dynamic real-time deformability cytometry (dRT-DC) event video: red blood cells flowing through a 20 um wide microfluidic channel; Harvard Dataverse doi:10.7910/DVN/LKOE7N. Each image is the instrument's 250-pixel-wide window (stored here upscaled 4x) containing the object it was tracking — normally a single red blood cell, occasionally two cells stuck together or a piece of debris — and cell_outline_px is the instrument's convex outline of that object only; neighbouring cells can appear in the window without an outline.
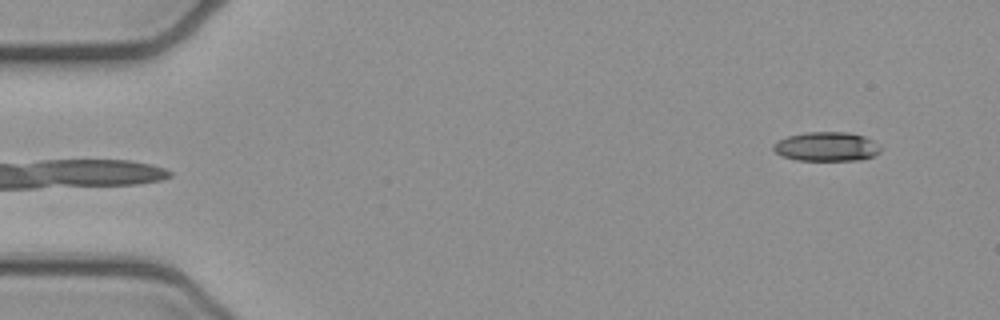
{"species": "common noctule bat (a hibernating species)", "species_latin": "Nyctalus noctula", "temperature_condition": "cold", "stored_images_in_passage": 49, "camera_frame_rate_fps": 3000, "um_per_image_px": 0.085, "animal": {"sex": "female", "body_mass_g": 21.9}, "frame": {"image": 1, "passage_image": 1, "time_ms": 0.0, "image_size_px": [1000, 320], "cell_outline_px": [[880, 152], [872, 156], [860, 160], [796, 160], [784, 156], [776, 152], [772, 148], [772, 144], [776, 140], [788, 136], [808, 132], [848, 132], [864, 136], [880, 144]], "centroid_in_image_um": [70.25, 12.45], "position_along_channel_um": 14.7, "area_um2": 18.26}}
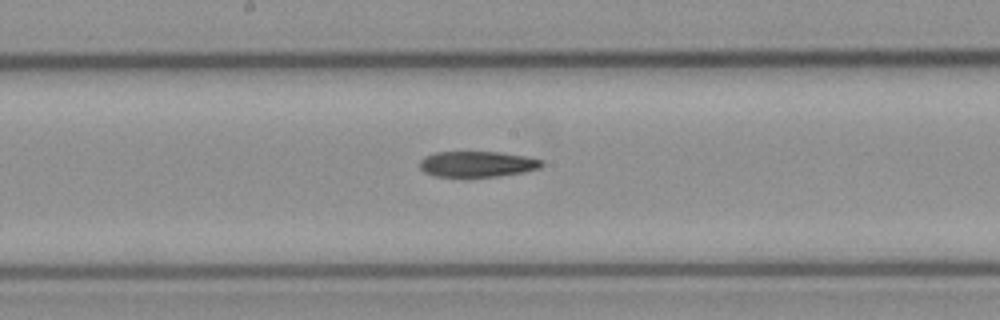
{"frame": {"image": 2, "passage_image": 24, "time_ms": 7.667, "image_size_px": [1000, 320], "cell_outline_px": [[544, 164], [540, 168], [524, 172], [500, 176], [464, 180], [432, 176], [424, 172], [420, 168], [420, 160], [424, 156], [436, 152], [500, 152], [524, 156], [544, 160]], "centroid_in_image_um": [40.52, 14.0], "position_along_channel_um": 207.7, "area_um2": 19.31}}
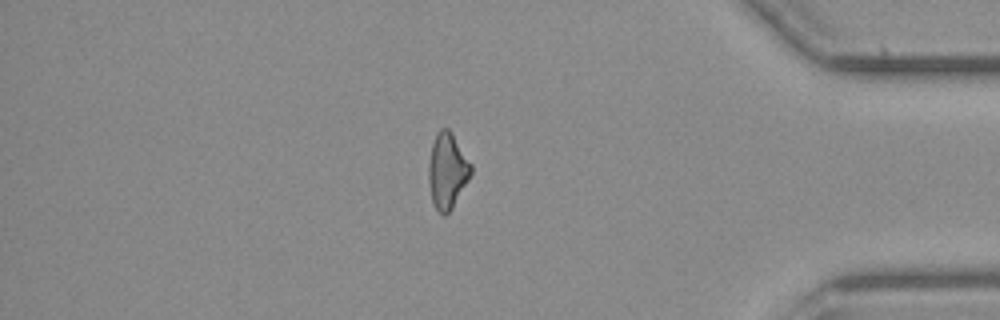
{"frame": {"image": 3, "passage_image": 41, "time_ms": 13.333, "image_size_px": [1000, 320], "cell_outline_px": [[472, 172], [468, 180], [452, 208], [444, 216], [432, 204], [428, 180], [428, 164], [432, 144], [436, 132], [440, 128], [448, 128], [452, 132], [472, 164]], "centroid_in_image_um": [38.01, 14.49], "position_along_channel_um": 397.2, "area_um2": 18.79}, "authors_computed_cell_mechanics": {"area_um2": 19.1318, "velocity_mm_per_s": 3.9443, "shape_relaxation_time_tau1_ms": 9.0023, "shape_relaxation_time_tau2_ms": 5.4336, "deformation_change_tau1": 0.1913, "deformation_change_tau2": 0.1585}}